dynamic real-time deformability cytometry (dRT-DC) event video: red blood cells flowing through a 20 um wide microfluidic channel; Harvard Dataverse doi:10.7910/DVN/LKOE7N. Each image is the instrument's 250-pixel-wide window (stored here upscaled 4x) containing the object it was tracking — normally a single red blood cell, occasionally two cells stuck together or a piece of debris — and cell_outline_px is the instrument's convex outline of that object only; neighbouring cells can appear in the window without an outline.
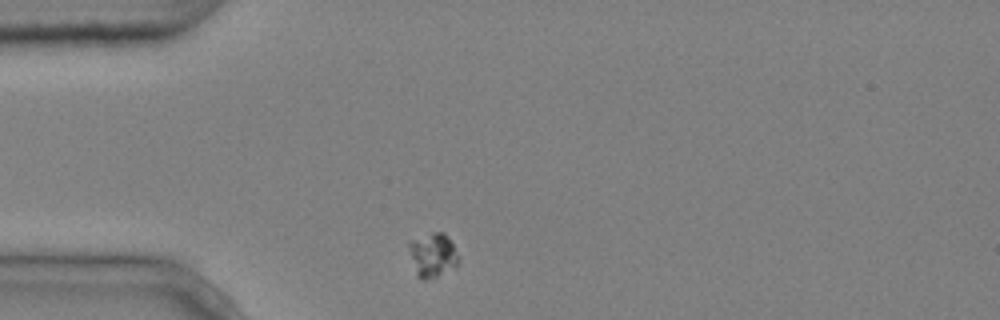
{"species": "common noctule bat (a hibernating species)", "species_latin": "Nyctalus noctula", "temperature_condition": "cold", "stored_images_in_passage": 2, "camera_frame_rate_fps": 3000, "um_per_image_px": 0.085, "animal": {"sex": "male", "body_mass_g": 20.4}, "frame": {"image": 1, "passage_image": 1, "time_ms": 0.0, "image_size_px": [1000, 320], "cell_outline_px": [[460, 260], [456, 268], [436, 276], [424, 280], [416, 276], [408, 244], [408, 240], [432, 232], [444, 232], [452, 244]], "centroid_in_image_um": [36.78, 21.67], "position_along_channel_um": 48.2, "area_um2": 12.77}}